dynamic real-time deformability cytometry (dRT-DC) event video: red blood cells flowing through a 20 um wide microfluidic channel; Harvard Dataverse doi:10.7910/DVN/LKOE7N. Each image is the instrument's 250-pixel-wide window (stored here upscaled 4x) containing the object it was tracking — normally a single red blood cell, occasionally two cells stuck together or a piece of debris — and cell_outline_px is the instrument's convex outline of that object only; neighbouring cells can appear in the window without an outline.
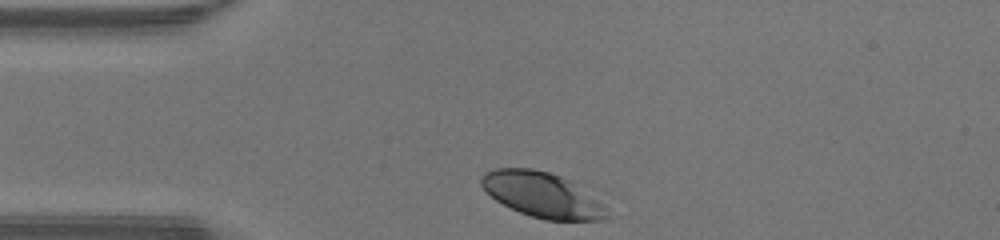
{"species": "human", "species_latin": "Homo sapiens", "temperature_condition": "warm", "stored_images_in_passage": 28, "camera_frame_rate_fps": 3000, "um_per_image_px": 0.085, "donor": {"sex": "male"}, "frame": {"image": 1, "passage_image": 1, "time_ms": 0.0, "image_size_px": [1000, 240], "cell_outline_px": [[608, 220], [544, 220], [520, 212], [496, 200], [480, 184], [480, 176], [484, 172], [496, 168], [532, 168], [548, 172], [560, 176], [568, 180], [604, 204], [608, 216]], "centroid_in_image_um": [46.07, 16.56], "position_along_channel_um": 38.9, "area_um2": 32.6}}
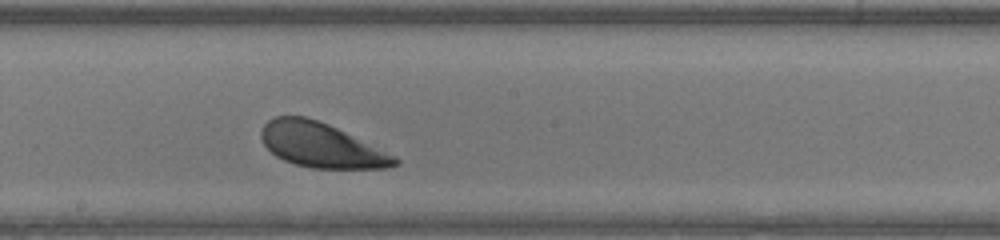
{"frame": {"image": 2, "passage_image": 16, "time_ms": 5.0, "image_size_px": [1000, 240], "cell_outline_px": [[400, 164], [388, 168], [312, 168], [296, 164], [284, 160], [276, 156], [264, 144], [260, 136], [260, 132], [264, 124], [268, 120], [276, 116], [304, 116], [328, 124], [396, 156], [400, 160]], "centroid_in_image_um": [27.3, 12.34], "position_along_channel_um": 220.9, "area_um2": 34.39}}
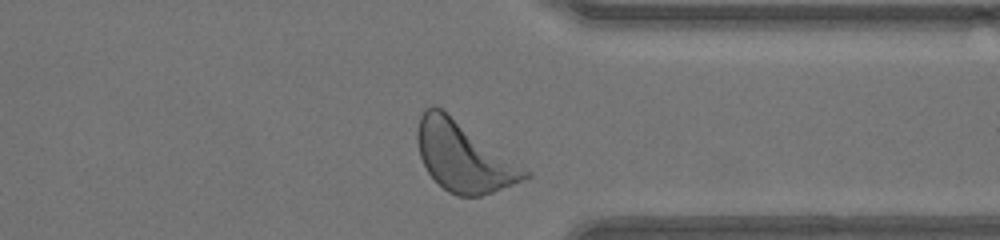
{"frame": {"image": 3, "passage_image": 27, "time_ms": 8.667, "image_size_px": [1000, 240], "cell_outline_px": [[532, 176], [524, 180], [492, 192], [480, 196], [456, 196], [448, 192], [428, 172], [420, 156], [416, 140], [416, 132], [420, 116], [424, 108], [432, 104], [440, 108], [532, 172]], "centroid_in_image_um": [39.4, 13.32], "position_along_channel_um": 372.0, "area_um2": 43.23}, "authors_computed_cell_mechanics": {"area_um2": 36.0672, "velocity_mm_per_s": 4.2256, "shape_relaxation_time_tau1_ms": 0.7922, "shape_relaxation_time_tau2_ms": 5.2269, "deformation_change_tau1": 0.0822, "deformation_change_tau2": 0.1275}}